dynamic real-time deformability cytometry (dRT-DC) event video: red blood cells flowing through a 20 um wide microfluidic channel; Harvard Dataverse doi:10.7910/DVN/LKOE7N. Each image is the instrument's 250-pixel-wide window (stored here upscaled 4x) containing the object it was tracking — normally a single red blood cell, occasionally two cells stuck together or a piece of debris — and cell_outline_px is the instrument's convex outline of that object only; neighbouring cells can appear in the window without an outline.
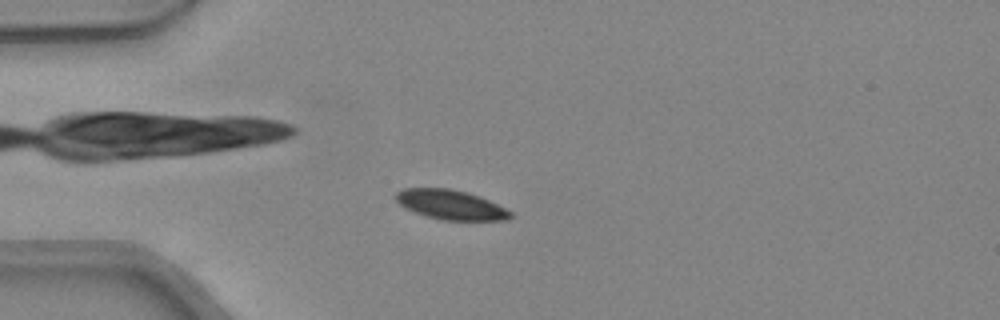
{"species": "common noctule bat (a hibernating species)", "species_latin": "Nyctalus noctula", "temperature_condition": "warm", "stored_images_in_passage": 40, "camera_frame_rate_fps": 3000, "um_per_image_px": 0.085, "animal": {"sex": "female", "body_mass_g": 24.6, "forearm_length_mm": 56.2}, "frame": {"image": 1, "passage_image": 11, "time_ms": 3.333, "image_size_px": [1000, 320], "cell_outline_px": [[512, 216], [508, 220], [444, 220], [424, 216], [404, 208], [396, 200], [396, 192], [404, 188], [448, 188], [468, 192], [480, 196], [512, 212]], "centroid_in_image_um": [38.29, 17.4], "position_along_channel_um": 46.7, "area_um2": 19.77}}
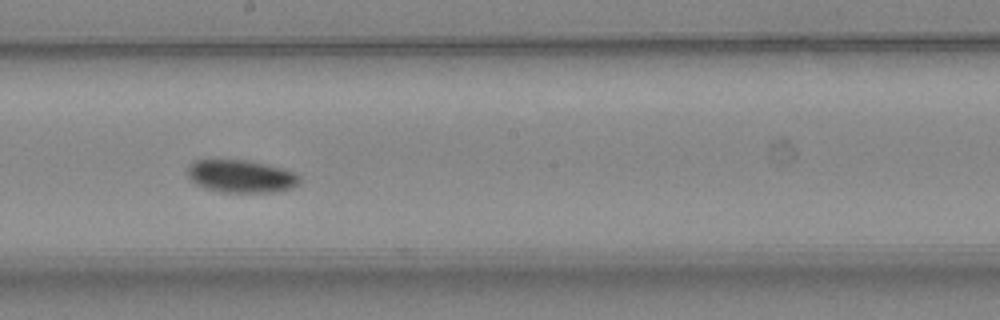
{"frame": {"image": 2, "passage_image": 25, "time_ms": 8.0, "image_size_px": [1000, 320], "cell_outline_px": [[300, 184], [292, 188], [272, 192], [220, 192], [204, 188], [196, 184], [188, 176], [188, 164], [192, 160], [248, 160], [284, 168], [296, 172], [300, 176]], "centroid_in_image_um": [20.51, 14.98], "position_along_channel_um": 227.7, "area_um2": 21.62}}
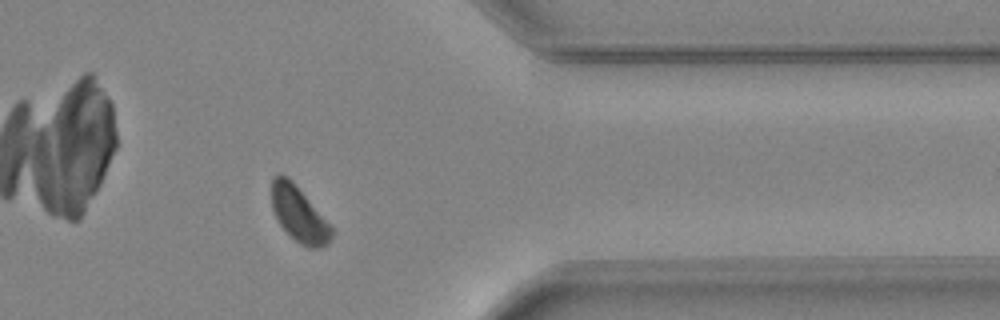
{"frame": {"image": 3, "passage_image": 37, "time_ms": 12.0, "image_size_px": [1000, 320], "cell_outline_px": [[332, 236], [328, 244], [320, 248], [308, 248], [300, 244], [280, 224], [272, 208], [272, 176], [280, 172], [288, 176], [292, 180], [332, 228]], "centroid_in_image_um": [25.39, 18.18], "position_along_channel_um": 386.0, "area_um2": 18.96}, "authors_computed_cell_mechanics": {"area_um2": 20.6057, "velocity_mm_per_s": 4.2982, "shape_relaxation_time_tau1_ms": 3.5194, "shape_relaxation_time_tau2_ms": null, "deformation_change_tau1": 0.0638, "deformation_change_tau2": null}}